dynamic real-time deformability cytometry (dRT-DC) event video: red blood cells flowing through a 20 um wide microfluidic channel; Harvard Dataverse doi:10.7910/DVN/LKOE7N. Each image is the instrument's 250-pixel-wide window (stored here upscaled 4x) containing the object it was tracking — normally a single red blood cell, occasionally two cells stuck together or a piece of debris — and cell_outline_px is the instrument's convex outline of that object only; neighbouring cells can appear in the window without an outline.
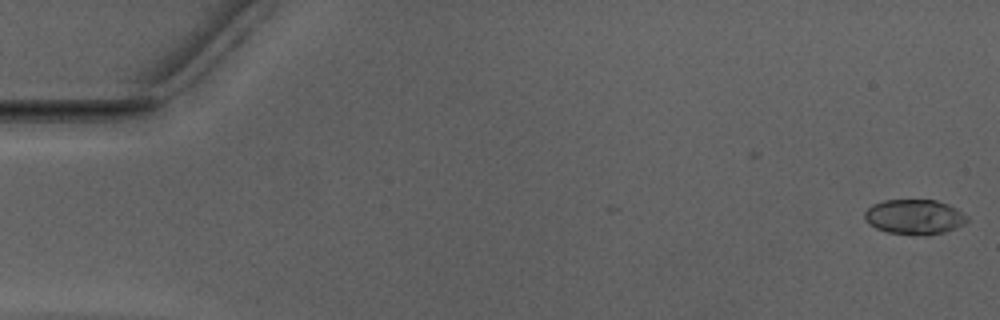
{"species": "Egyptian fruit bat (a non-hibernating species)", "species_latin": "Rousettus aegyptiacus", "temperature_condition": "warm", "stored_images_in_passage": 5, "camera_frame_rate_fps": 3000, "um_per_image_px": 0.085, "animal": {"sex": "male"}, "frame": {"image": 1, "passage_image": 1, "time_ms": 0.0, "image_size_px": [1000, 320], "cell_outline_px": [[968, 220], [956, 228], [944, 232], [928, 236], [924, 236], [888, 232], [876, 228], [868, 224], [864, 220], [864, 212], [872, 204], [884, 200], [936, 200], [948, 204], [956, 208], [968, 216]], "centroid_in_image_um": [77.71, 18.44], "position_along_channel_um": 7.3, "area_um2": 21.04}}